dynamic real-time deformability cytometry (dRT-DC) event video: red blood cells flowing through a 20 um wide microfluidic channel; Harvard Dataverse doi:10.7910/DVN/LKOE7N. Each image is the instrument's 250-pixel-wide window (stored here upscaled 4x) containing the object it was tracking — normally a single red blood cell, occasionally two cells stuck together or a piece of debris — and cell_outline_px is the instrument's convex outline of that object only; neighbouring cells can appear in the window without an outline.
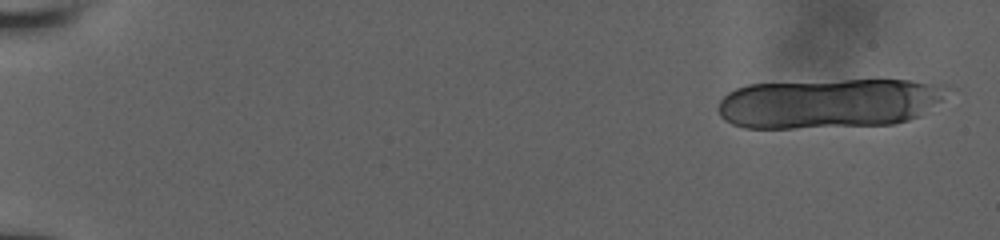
{"species": "human", "species_latin": "Homo sapiens", "temperature_condition": "room temperature", "stored_images_in_passage": 30, "camera_frame_rate_fps": 3000, "um_per_image_px": 0.085, "donor": {"sex": "male"}, "frame": {"image": 1, "passage_image": 4, "time_ms": 0.667, "image_size_px": [1000, 240], "cell_outline_px": [[948, 84], [940, 100], [920, 116], [908, 120], [892, 124], [792, 128], [744, 128], [732, 124], [724, 120], [720, 116], [716, 108], [720, 100], [728, 92], [736, 88], [748, 84], [844, 80], [908, 80]], "centroid_in_image_um": [70.41, 8.78], "position_along_channel_um": 14.6, "area_um2": 66.53}}